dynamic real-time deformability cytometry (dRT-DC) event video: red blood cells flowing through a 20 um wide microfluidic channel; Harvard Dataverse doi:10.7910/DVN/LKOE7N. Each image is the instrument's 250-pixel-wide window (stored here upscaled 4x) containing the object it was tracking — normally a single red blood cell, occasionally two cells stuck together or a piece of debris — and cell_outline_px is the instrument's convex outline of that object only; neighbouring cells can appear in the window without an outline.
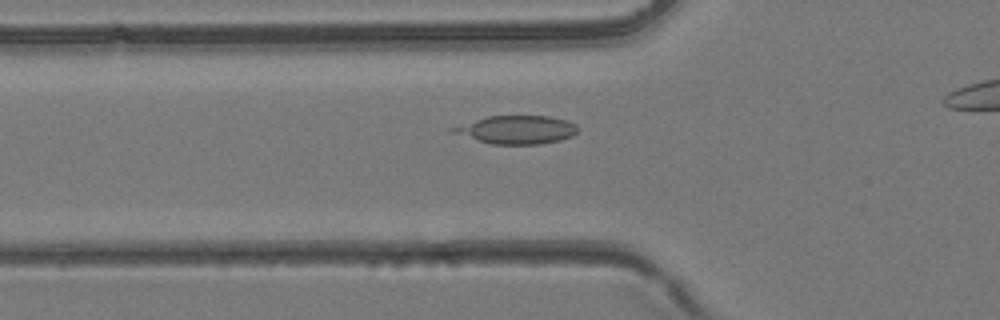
{"species": "common noctule bat (a hibernating species)", "species_latin": "Nyctalus noctula", "temperature_condition": "room temperature", "stored_images_in_passage": 32, "camera_frame_rate_fps": 3000, "um_per_image_px": 0.085, "animal": {"sex": "female", "body_mass_g": 24.6, "forearm_length_mm": 56.2}, "frame": {"image": 1, "passage_image": 10, "time_ms": 3.0, "image_size_px": [1000, 320], "cell_outline_px": [[580, 128], [572, 136], [560, 140], [540, 144], [492, 144], [452, 132], [448, 128], [488, 116], [548, 116], [564, 120], [576, 124]], "centroid_in_image_um": [43.95, 11.02], "position_along_channel_um": 81.9, "area_um2": 20.29}}
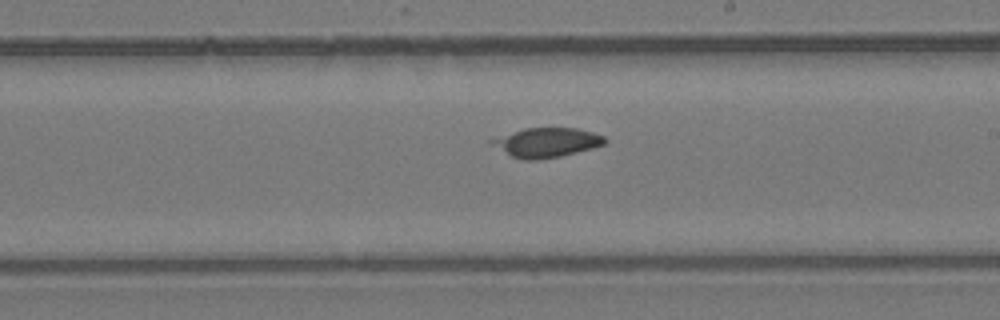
{"frame": {"image": 2, "passage_image": 20, "time_ms": 6.333, "image_size_px": [1000, 320], "cell_outline_px": [[608, 140], [604, 144], [592, 148], [560, 156], [536, 160], [524, 160], [512, 156], [488, 140], [524, 128], [580, 128], [604, 136]], "centroid_in_image_um": [46.52, 12.1], "position_along_channel_um": 242.5, "area_um2": 19.02}}
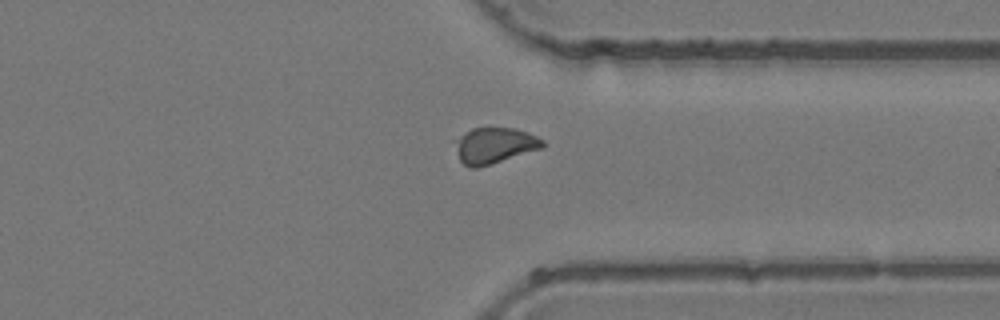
{"frame": {"image": 3, "passage_image": 28, "time_ms": 9.0, "image_size_px": [1000, 320], "cell_outline_px": [[544, 148], [492, 164], [476, 168], [472, 168], [464, 164], [460, 160], [448, 140], [472, 128], [488, 124], [512, 128], [528, 132], [544, 140]], "centroid_in_image_um": [41.93, 12.31], "position_along_channel_um": 369.5, "area_um2": 19.54}}